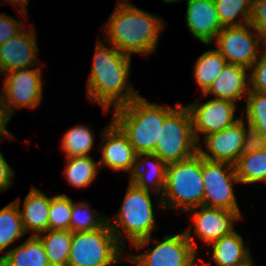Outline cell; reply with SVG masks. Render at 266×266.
<instances>
[{
  "mask_svg": "<svg viewBox=\"0 0 266 266\" xmlns=\"http://www.w3.org/2000/svg\"><path fill=\"white\" fill-rule=\"evenodd\" d=\"M94 140L95 137L90 128L77 125L64 134L61 146L66 153V158L90 156L89 152L92 149Z\"/></svg>",
  "mask_w": 266,
  "mask_h": 266,
  "instance_id": "cell-28",
  "label": "cell"
},
{
  "mask_svg": "<svg viewBox=\"0 0 266 266\" xmlns=\"http://www.w3.org/2000/svg\"><path fill=\"white\" fill-rule=\"evenodd\" d=\"M160 126L159 142L153 154L166 164L190 158L198 152V143L193 133L192 119L186 106L177 103Z\"/></svg>",
  "mask_w": 266,
  "mask_h": 266,
  "instance_id": "cell-7",
  "label": "cell"
},
{
  "mask_svg": "<svg viewBox=\"0 0 266 266\" xmlns=\"http://www.w3.org/2000/svg\"><path fill=\"white\" fill-rule=\"evenodd\" d=\"M102 139V159L98 162L100 168L108 166L114 171L131 172L137 153L123 132L110 122L103 130Z\"/></svg>",
  "mask_w": 266,
  "mask_h": 266,
  "instance_id": "cell-16",
  "label": "cell"
},
{
  "mask_svg": "<svg viewBox=\"0 0 266 266\" xmlns=\"http://www.w3.org/2000/svg\"><path fill=\"white\" fill-rule=\"evenodd\" d=\"M6 2L7 1H10L12 4L14 3L15 5H18L20 4L21 7L27 9V4H28V1L29 0H5ZM18 3V4H17Z\"/></svg>",
  "mask_w": 266,
  "mask_h": 266,
  "instance_id": "cell-39",
  "label": "cell"
},
{
  "mask_svg": "<svg viewBox=\"0 0 266 266\" xmlns=\"http://www.w3.org/2000/svg\"><path fill=\"white\" fill-rule=\"evenodd\" d=\"M0 266H9L6 257L0 256Z\"/></svg>",
  "mask_w": 266,
  "mask_h": 266,
  "instance_id": "cell-40",
  "label": "cell"
},
{
  "mask_svg": "<svg viewBox=\"0 0 266 266\" xmlns=\"http://www.w3.org/2000/svg\"><path fill=\"white\" fill-rule=\"evenodd\" d=\"M177 1H182V0H164V2H166V3H174Z\"/></svg>",
  "mask_w": 266,
  "mask_h": 266,
  "instance_id": "cell-41",
  "label": "cell"
},
{
  "mask_svg": "<svg viewBox=\"0 0 266 266\" xmlns=\"http://www.w3.org/2000/svg\"><path fill=\"white\" fill-rule=\"evenodd\" d=\"M186 23L191 34L203 44L214 41L221 26L214 0H187Z\"/></svg>",
  "mask_w": 266,
  "mask_h": 266,
  "instance_id": "cell-17",
  "label": "cell"
},
{
  "mask_svg": "<svg viewBox=\"0 0 266 266\" xmlns=\"http://www.w3.org/2000/svg\"><path fill=\"white\" fill-rule=\"evenodd\" d=\"M100 169L91 156L66 158L65 177L70 185L83 188L89 186Z\"/></svg>",
  "mask_w": 266,
  "mask_h": 266,
  "instance_id": "cell-27",
  "label": "cell"
},
{
  "mask_svg": "<svg viewBox=\"0 0 266 266\" xmlns=\"http://www.w3.org/2000/svg\"><path fill=\"white\" fill-rule=\"evenodd\" d=\"M192 212L194 233L208 245L234 231L233 221L241 218L238 212L204 205L188 210Z\"/></svg>",
  "mask_w": 266,
  "mask_h": 266,
  "instance_id": "cell-14",
  "label": "cell"
},
{
  "mask_svg": "<svg viewBox=\"0 0 266 266\" xmlns=\"http://www.w3.org/2000/svg\"><path fill=\"white\" fill-rule=\"evenodd\" d=\"M114 218L113 222L108 220V223L122 246H125L124 235L137 250L150 244L151 233L155 229L150 191L129 183L123 204ZM120 227L124 233H121Z\"/></svg>",
  "mask_w": 266,
  "mask_h": 266,
  "instance_id": "cell-4",
  "label": "cell"
},
{
  "mask_svg": "<svg viewBox=\"0 0 266 266\" xmlns=\"http://www.w3.org/2000/svg\"><path fill=\"white\" fill-rule=\"evenodd\" d=\"M245 122L243 117L222 131L204 136L209 153L198 147V153L207 160L235 164L242 154Z\"/></svg>",
  "mask_w": 266,
  "mask_h": 266,
  "instance_id": "cell-13",
  "label": "cell"
},
{
  "mask_svg": "<svg viewBox=\"0 0 266 266\" xmlns=\"http://www.w3.org/2000/svg\"><path fill=\"white\" fill-rule=\"evenodd\" d=\"M41 69H15L7 72L4 86L0 93V112L11 121L18 107L36 108L42 98Z\"/></svg>",
  "mask_w": 266,
  "mask_h": 266,
  "instance_id": "cell-8",
  "label": "cell"
},
{
  "mask_svg": "<svg viewBox=\"0 0 266 266\" xmlns=\"http://www.w3.org/2000/svg\"><path fill=\"white\" fill-rule=\"evenodd\" d=\"M212 246V259L217 266H254L250 252L244 240L236 231L224 235Z\"/></svg>",
  "mask_w": 266,
  "mask_h": 266,
  "instance_id": "cell-20",
  "label": "cell"
},
{
  "mask_svg": "<svg viewBox=\"0 0 266 266\" xmlns=\"http://www.w3.org/2000/svg\"><path fill=\"white\" fill-rule=\"evenodd\" d=\"M9 266H50L40 238L31 235L20 246L10 249L4 255Z\"/></svg>",
  "mask_w": 266,
  "mask_h": 266,
  "instance_id": "cell-22",
  "label": "cell"
},
{
  "mask_svg": "<svg viewBox=\"0 0 266 266\" xmlns=\"http://www.w3.org/2000/svg\"><path fill=\"white\" fill-rule=\"evenodd\" d=\"M222 27L238 26L249 23L253 0H214ZM241 15L244 23L237 19Z\"/></svg>",
  "mask_w": 266,
  "mask_h": 266,
  "instance_id": "cell-29",
  "label": "cell"
},
{
  "mask_svg": "<svg viewBox=\"0 0 266 266\" xmlns=\"http://www.w3.org/2000/svg\"><path fill=\"white\" fill-rule=\"evenodd\" d=\"M109 47L97 41L87 83V97L101 105L105 112L109 111L111 105L117 109L139 96L135 89L127 84V78L131 74V57L121 53L111 44Z\"/></svg>",
  "mask_w": 266,
  "mask_h": 266,
  "instance_id": "cell-1",
  "label": "cell"
},
{
  "mask_svg": "<svg viewBox=\"0 0 266 266\" xmlns=\"http://www.w3.org/2000/svg\"><path fill=\"white\" fill-rule=\"evenodd\" d=\"M251 28L254 29V33ZM214 40L218 47L217 50L227 63L238 64L248 69L252 67L260 55V42L266 46V38L250 23L223 27Z\"/></svg>",
  "mask_w": 266,
  "mask_h": 266,
  "instance_id": "cell-9",
  "label": "cell"
},
{
  "mask_svg": "<svg viewBox=\"0 0 266 266\" xmlns=\"http://www.w3.org/2000/svg\"><path fill=\"white\" fill-rule=\"evenodd\" d=\"M226 63L217 49L208 50L197 59L194 78L202 90V95L209 89Z\"/></svg>",
  "mask_w": 266,
  "mask_h": 266,
  "instance_id": "cell-26",
  "label": "cell"
},
{
  "mask_svg": "<svg viewBox=\"0 0 266 266\" xmlns=\"http://www.w3.org/2000/svg\"><path fill=\"white\" fill-rule=\"evenodd\" d=\"M247 124L266 135V93L249 91L246 97Z\"/></svg>",
  "mask_w": 266,
  "mask_h": 266,
  "instance_id": "cell-32",
  "label": "cell"
},
{
  "mask_svg": "<svg viewBox=\"0 0 266 266\" xmlns=\"http://www.w3.org/2000/svg\"><path fill=\"white\" fill-rule=\"evenodd\" d=\"M143 157V158H142ZM143 159V160H142ZM151 161L149 172L143 171V165ZM167 164L153 153L138 154L131 170L130 182L138 188L152 190L157 197L161 198L165 187ZM150 176V177H149ZM153 186L151 189L150 187Z\"/></svg>",
  "mask_w": 266,
  "mask_h": 266,
  "instance_id": "cell-19",
  "label": "cell"
},
{
  "mask_svg": "<svg viewBox=\"0 0 266 266\" xmlns=\"http://www.w3.org/2000/svg\"><path fill=\"white\" fill-rule=\"evenodd\" d=\"M73 201L66 195L50 197L49 230H70Z\"/></svg>",
  "mask_w": 266,
  "mask_h": 266,
  "instance_id": "cell-31",
  "label": "cell"
},
{
  "mask_svg": "<svg viewBox=\"0 0 266 266\" xmlns=\"http://www.w3.org/2000/svg\"><path fill=\"white\" fill-rule=\"evenodd\" d=\"M235 173L241 183H266V149L241 154L234 164Z\"/></svg>",
  "mask_w": 266,
  "mask_h": 266,
  "instance_id": "cell-25",
  "label": "cell"
},
{
  "mask_svg": "<svg viewBox=\"0 0 266 266\" xmlns=\"http://www.w3.org/2000/svg\"><path fill=\"white\" fill-rule=\"evenodd\" d=\"M8 122L9 120L0 112V138L1 139H2V135H4L8 139H11L14 137V135L6 129Z\"/></svg>",
  "mask_w": 266,
  "mask_h": 266,
  "instance_id": "cell-38",
  "label": "cell"
},
{
  "mask_svg": "<svg viewBox=\"0 0 266 266\" xmlns=\"http://www.w3.org/2000/svg\"><path fill=\"white\" fill-rule=\"evenodd\" d=\"M108 20L104 30L109 39L106 42L121 53L130 57L132 53L147 56L156 50L159 35L164 28L156 16L126 0H118V5Z\"/></svg>",
  "mask_w": 266,
  "mask_h": 266,
  "instance_id": "cell-2",
  "label": "cell"
},
{
  "mask_svg": "<svg viewBox=\"0 0 266 266\" xmlns=\"http://www.w3.org/2000/svg\"><path fill=\"white\" fill-rule=\"evenodd\" d=\"M190 228L176 235H165L163 241L149 252L131 255L128 260L136 266H194L197 247L194 246Z\"/></svg>",
  "mask_w": 266,
  "mask_h": 266,
  "instance_id": "cell-10",
  "label": "cell"
},
{
  "mask_svg": "<svg viewBox=\"0 0 266 266\" xmlns=\"http://www.w3.org/2000/svg\"><path fill=\"white\" fill-rule=\"evenodd\" d=\"M263 149H266V135L250 125L248 128L245 126L242 154L254 153Z\"/></svg>",
  "mask_w": 266,
  "mask_h": 266,
  "instance_id": "cell-34",
  "label": "cell"
},
{
  "mask_svg": "<svg viewBox=\"0 0 266 266\" xmlns=\"http://www.w3.org/2000/svg\"><path fill=\"white\" fill-rule=\"evenodd\" d=\"M186 107L190 112L193 133L198 144V134L207 136L222 131L240 119L234 116L236 103L229 100L214 98L203 104L192 103Z\"/></svg>",
  "mask_w": 266,
  "mask_h": 266,
  "instance_id": "cell-12",
  "label": "cell"
},
{
  "mask_svg": "<svg viewBox=\"0 0 266 266\" xmlns=\"http://www.w3.org/2000/svg\"><path fill=\"white\" fill-rule=\"evenodd\" d=\"M158 204L187 212L204 203L202 156L197 152L190 158L167 164L166 181Z\"/></svg>",
  "mask_w": 266,
  "mask_h": 266,
  "instance_id": "cell-5",
  "label": "cell"
},
{
  "mask_svg": "<svg viewBox=\"0 0 266 266\" xmlns=\"http://www.w3.org/2000/svg\"><path fill=\"white\" fill-rule=\"evenodd\" d=\"M263 49V54H260V58H258L250 68L249 91L266 93V46H264Z\"/></svg>",
  "mask_w": 266,
  "mask_h": 266,
  "instance_id": "cell-33",
  "label": "cell"
},
{
  "mask_svg": "<svg viewBox=\"0 0 266 266\" xmlns=\"http://www.w3.org/2000/svg\"><path fill=\"white\" fill-rule=\"evenodd\" d=\"M249 23L266 38V0H253Z\"/></svg>",
  "mask_w": 266,
  "mask_h": 266,
  "instance_id": "cell-35",
  "label": "cell"
},
{
  "mask_svg": "<svg viewBox=\"0 0 266 266\" xmlns=\"http://www.w3.org/2000/svg\"><path fill=\"white\" fill-rule=\"evenodd\" d=\"M202 176L204 183V206L222 208L229 211L239 210L233 184L239 182L233 164L210 161L202 157Z\"/></svg>",
  "mask_w": 266,
  "mask_h": 266,
  "instance_id": "cell-11",
  "label": "cell"
},
{
  "mask_svg": "<svg viewBox=\"0 0 266 266\" xmlns=\"http://www.w3.org/2000/svg\"><path fill=\"white\" fill-rule=\"evenodd\" d=\"M13 176H15V172L0 152V191L5 190L12 185Z\"/></svg>",
  "mask_w": 266,
  "mask_h": 266,
  "instance_id": "cell-37",
  "label": "cell"
},
{
  "mask_svg": "<svg viewBox=\"0 0 266 266\" xmlns=\"http://www.w3.org/2000/svg\"><path fill=\"white\" fill-rule=\"evenodd\" d=\"M19 200L0 209V253L26 234L21 220Z\"/></svg>",
  "mask_w": 266,
  "mask_h": 266,
  "instance_id": "cell-24",
  "label": "cell"
},
{
  "mask_svg": "<svg viewBox=\"0 0 266 266\" xmlns=\"http://www.w3.org/2000/svg\"><path fill=\"white\" fill-rule=\"evenodd\" d=\"M112 122L123 132L138 154L153 153L159 142L160 126L174 110L150 103L141 95L114 109Z\"/></svg>",
  "mask_w": 266,
  "mask_h": 266,
  "instance_id": "cell-3",
  "label": "cell"
},
{
  "mask_svg": "<svg viewBox=\"0 0 266 266\" xmlns=\"http://www.w3.org/2000/svg\"><path fill=\"white\" fill-rule=\"evenodd\" d=\"M36 34L25 29L0 45V75L15 69L32 68L37 60Z\"/></svg>",
  "mask_w": 266,
  "mask_h": 266,
  "instance_id": "cell-15",
  "label": "cell"
},
{
  "mask_svg": "<svg viewBox=\"0 0 266 266\" xmlns=\"http://www.w3.org/2000/svg\"><path fill=\"white\" fill-rule=\"evenodd\" d=\"M24 26L18 20L6 15H0V45L19 34Z\"/></svg>",
  "mask_w": 266,
  "mask_h": 266,
  "instance_id": "cell-36",
  "label": "cell"
},
{
  "mask_svg": "<svg viewBox=\"0 0 266 266\" xmlns=\"http://www.w3.org/2000/svg\"><path fill=\"white\" fill-rule=\"evenodd\" d=\"M72 234L70 230H48L37 235L44 246L50 266H68Z\"/></svg>",
  "mask_w": 266,
  "mask_h": 266,
  "instance_id": "cell-23",
  "label": "cell"
},
{
  "mask_svg": "<svg viewBox=\"0 0 266 266\" xmlns=\"http://www.w3.org/2000/svg\"><path fill=\"white\" fill-rule=\"evenodd\" d=\"M49 209L50 197L36 187H32L24 200L23 210H20L26 233L32 230L31 235L37 236L49 230Z\"/></svg>",
  "mask_w": 266,
  "mask_h": 266,
  "instance_id": "cell-21",
  "label": "cell"
},
{
  "mask_svg": "<svg viewBox=\"0 0 266 266\" xmlns=\"http://www.w3.org/2000/svg\"><path fill=\"white\" fill-rule=\"evenodd\" d=\"M123 249L107 221L96 230L73 232L68 266H112L122 263Z\"/></svg>",
  "mask_w": 266,
  "mask_h": 266,
  "instance_id": "cell-6",
  "label": "cell"
},
{
  "mask_svg": "<svg viewBox=\"0 0 266 266\" xmlns=\"http://www.w3.org/2000/svg\"><path fill=\"white\" fill-rule=\"evenodd\" d=\"M248 68L232 63H226L209 89L204 93L216 96L217 99L229 100L234 103L241 100L245 94L247 97L250 90V79H246ZM248 81V83H246ZM244 92V93H243Z\"/></svg>",
  "mask_w": 266,
  "mask_h": 266,
  "instance_id": "cell-18",
  "label": "cell"
},
{
  "mask_svg": "<svg viewBox=\"0 0 266 266\" xmlns=\"http://www.w3.org/2000/svg\"><path fill=\"white\" fill-rule=\"evenodd\" d=\"M107 221L108 218L105 215L101 217L100 214L98 215L93 211L90 212L87 202H73V209L70 220V231L83 232L96 230L101 228Z\"/></svg>",
  "mask_w": 266,
  "mask_h": 266,
  "instance_id": "cell-30",
  "label": "cell"
}]
</instances>
